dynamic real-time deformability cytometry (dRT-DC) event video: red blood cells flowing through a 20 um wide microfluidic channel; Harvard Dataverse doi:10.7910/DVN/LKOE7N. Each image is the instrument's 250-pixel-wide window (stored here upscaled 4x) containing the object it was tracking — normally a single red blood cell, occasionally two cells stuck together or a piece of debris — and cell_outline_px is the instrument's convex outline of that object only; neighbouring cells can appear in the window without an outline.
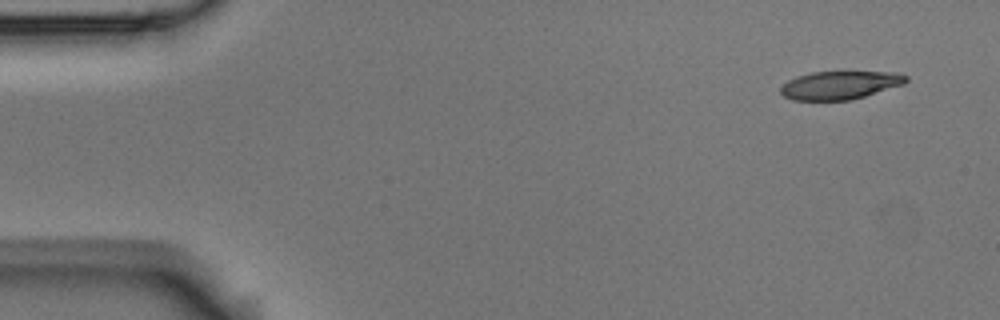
{"species": "Egyptian fruit bat (a non-hibernating species)", "species_latin": "Rousettus aegyptiacus", "temperature_condition": "room temperature", "stored_images_in_passage": 4, "camera_frame_rate_fps": 3000, "um_per_image_px": 0.085, "animal": {"sex": "male"}, "frame": {"image": 1, "passage_image": 1, "time_ms": 0.0, "image_size_px": [1000, 320], "cell_outline_px": [[908, 80], [904, 84], [852, 100], [792, 100], [784, 96], [780, 92], [780, 88], [788, 80], [796, 76], [812, 72], [900, 72], [908, 76]], "centroid_in_image_um": [71.41, 7.23], "position_along_channel_um": 13.6, "area_um2": 20.69}}
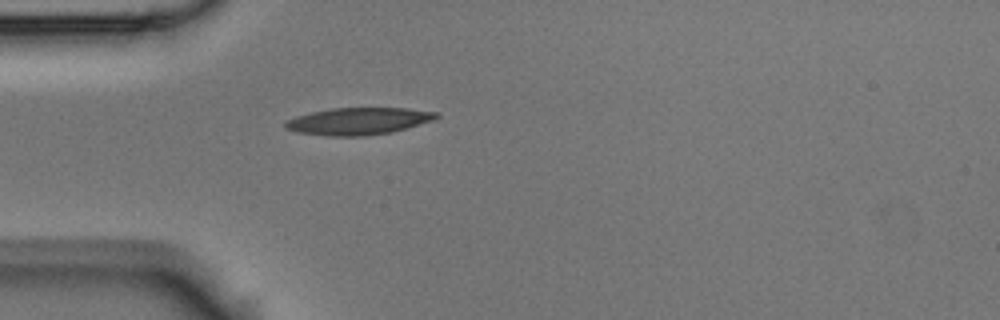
{"frame": {"image": 2, "passage_image": 4, "time_ms": 1.0, "image_size_px": [1000, 320], "cell_outline_px": [[440, 116], [436, 120], [392, 132], [364, 136], [328, 136], [296, 132], [284, 128], [284, 120], [296, 116], [312, 112], [332, 108], [408, 108], [436, 112]], "centroid_in_image_um": [30.46, 10.3], "position_along_channel_um": 54.5, "area_um2": 24.04}}